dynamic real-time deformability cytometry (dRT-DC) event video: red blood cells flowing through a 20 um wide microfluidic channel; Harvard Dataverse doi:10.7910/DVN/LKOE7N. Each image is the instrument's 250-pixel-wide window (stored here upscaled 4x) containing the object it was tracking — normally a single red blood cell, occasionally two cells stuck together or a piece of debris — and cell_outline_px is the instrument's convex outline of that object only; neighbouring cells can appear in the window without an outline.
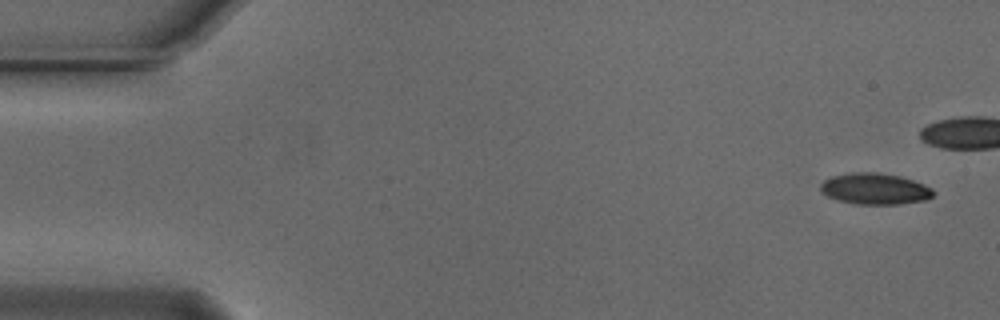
{"species": "Egyptian fruit bat (a non-hibernating species)", "species_latin": "Rousettus aegyptiacus", "temperature_condition": "cold", "stored_images_in_passage": 22, "camera_frame_rate_fps": 3000, "um_per_image_px": 0.085, "animal": {"sex": "male"}, "frame": {"image": 1, "passage_image": 1, "time_ms": 0.0, "image_size_px": [1000, 320], "cell_outline_px": [[936, 192], [932, 196], [924, 200], [900, 204], [856, 204], [836, 200], [820, 192], [820, 184], [824, 180], [832, 176], [852, 172], [880, 172], [900, 176], [924, 184], [932, 188]], "centroid_in_image_um": [74.35, 16.04], "position_along_channel_um": 10.7, "area_um2": 20.69}}
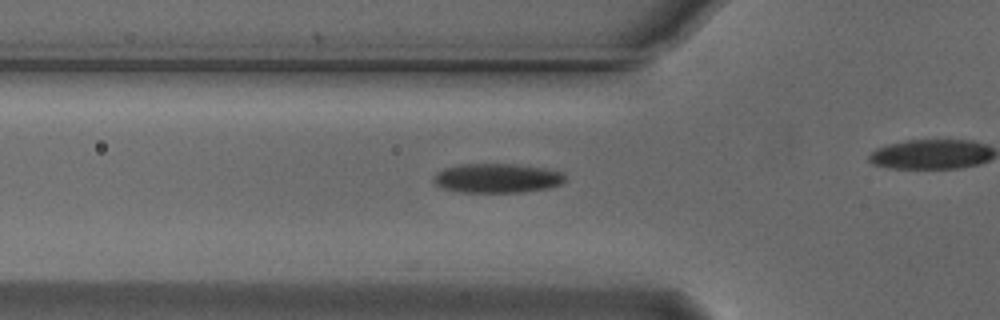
{"frame": {"image": 2, "passage_image": 17, "time_ms": 5.333, "image_size_px": [1000, 320], "cell_outline_px": [[568, 180], [560, 184], [548, 188], [520, 192], [460, 192], [444, 188], [436, 184], [432, 180], [436, 172], [444, 168], [460, 164], [516, 164], [544, 168], [564, 172]], "centroid_in_image_um": [42.28, 15.14], "position_along_channel_um": 83.5, "area_um2": 22.6}}
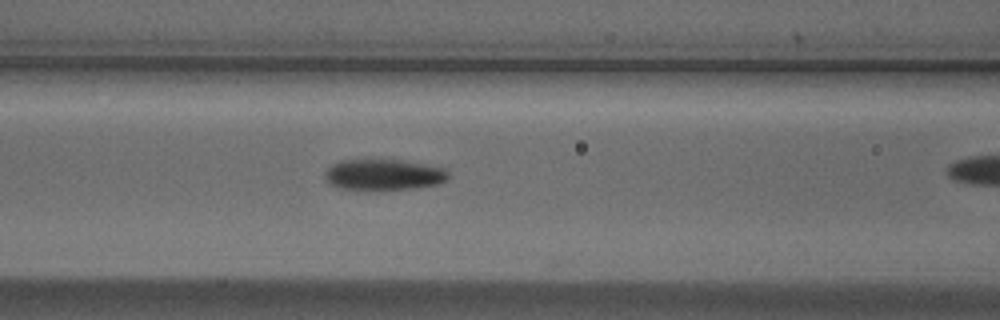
{"frame": {"image": 3, "passage_image": 21, "time_ms": 6.667, "image_size_px": [1000, 320], "cell_outline_px": [[452, 176], [448, 180], [440, 184], [412, 188], [340, 188], [332, 184], [324, 176], [324, 172], [332, 164], [340, 160], [404, 160], [444, 168]], "centroid_in_image_um": [32.68, 14.82], "position_along_channel_um": 133.9, "area_um2": 21.85}}